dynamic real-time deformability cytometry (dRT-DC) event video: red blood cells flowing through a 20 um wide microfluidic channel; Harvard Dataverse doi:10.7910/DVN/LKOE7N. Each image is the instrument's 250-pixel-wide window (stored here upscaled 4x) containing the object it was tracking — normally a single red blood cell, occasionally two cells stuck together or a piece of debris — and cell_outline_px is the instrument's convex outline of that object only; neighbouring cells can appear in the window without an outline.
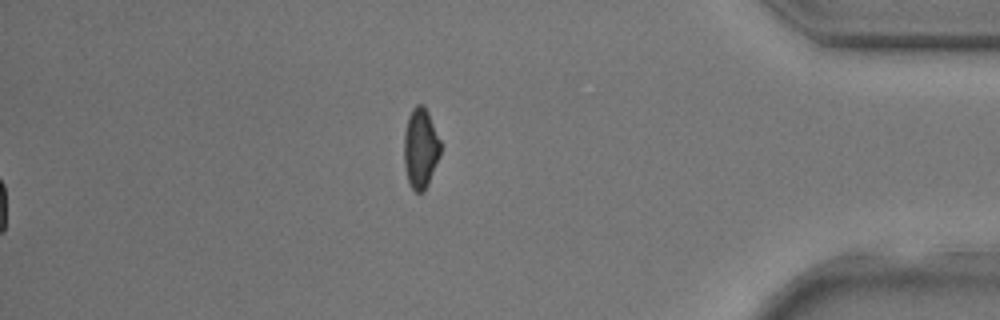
{"species": "common noctule bat (a hibernating species)", "species_latin": "Nyctalus noctula", "temperature_condition": "room temperature", "stored_images_in_passage": 30, "segment_of_instrument_passage": [2, 2], "camera_frame_rate_fps": 3000, "um_per_image_px": 0.085, "animal": {"sex": "male", "body_mass_g": 17.9, "forearm_length_mm": 54.2}, "frame": {"image": 1, "passage_image": 30, "time_ms": 9.667, "image_size_px": [1000, 320], "cell_outline_px": [[440, 156], [428, 184], [424, 192], [416, 192], [408, 184], [404, 168], [404, 132], [408, 116], [412, 108], [416, 104], [424, 104], [428, 112], [440, 140]], "centroid_in_image_um": [35.73, 12.61], "position_along_channel_um": 399.5, "area_um2": 17.28}}